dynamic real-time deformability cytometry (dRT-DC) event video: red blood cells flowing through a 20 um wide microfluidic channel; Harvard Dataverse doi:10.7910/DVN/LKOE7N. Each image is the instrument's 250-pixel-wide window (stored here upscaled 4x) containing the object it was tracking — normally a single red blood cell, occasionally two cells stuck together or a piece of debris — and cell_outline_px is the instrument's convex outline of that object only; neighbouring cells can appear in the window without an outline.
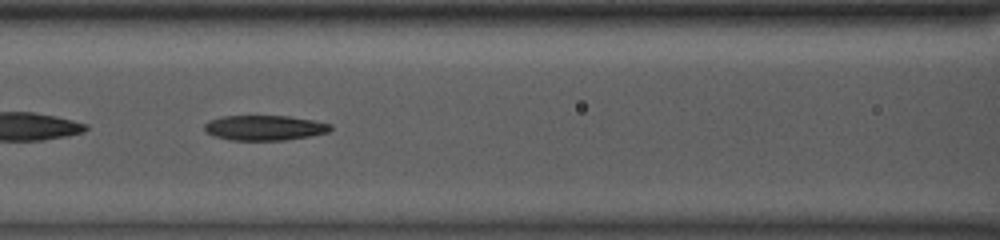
{"species": "common noctule bat (a hibernating species)", "species_latin": "Nyctalus noctula", "temperature_condition": "room temperature", "stored_images_in_passage": 48, "camera_frame_rate_fps": 3000, "um_per_image_px": 0.085, "animal": {"sex": "male", "body_mass_g": 13.0, "forearm_length_mm": 53.1}, "frame": {"image": 1, "passage_image": 20, "time_ms": 6.333, "image_size_px": [1000, 240], "cell_outline_px": [[332, 128], [328, 132], [308, 136], [284, 140], [232, 140], [216, 136], [208, 132], [204, 128], [204, 124], [208, 120], [220, 116], [288, 116], [312, 120], [332, 124]], "centroid_in_image_um": [22.48, 10.85], "position_along_channel_um": 144.1, "area_um2": 18.26}}
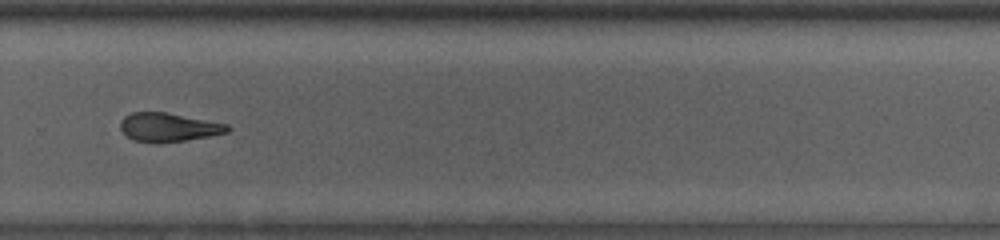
{"frame": {"image": 2, "passage_image": 33, "time_ms": 10.667, "image_size_px": [1000, 240], "cell_outline_px": [[232, 128], [228, 132], [208, 136], [160, 144], [152, 144], [132, 140], [120, 128], [120, 120], [124, 116], [132, 112], [164, 112], [228, 124]], "centroid_in_image_um": [14.29, 10.83], "position_along_channel_um": 315.5, "area_um2": 18.03}}
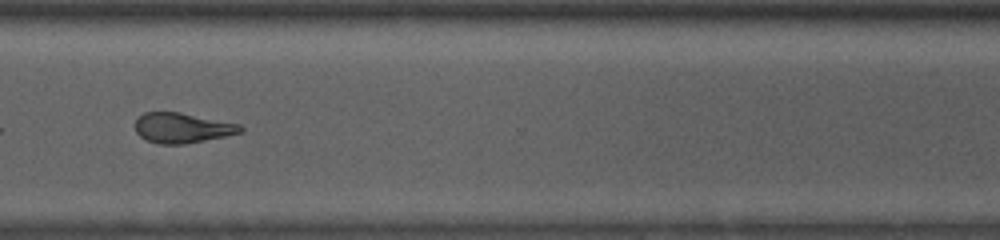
{"frame": {"image": 3, "passage_image": 36, "time_ms": 11.667, "image_size_px": [1000, 240], "cell_outline_px": [[244, 132], [184, 144], [160, 144], [148, 140], [140, 136], [136, 132], [136, 120], [144, 112], [180, 112], [240, 124], [244, 128]], "centroid_in_image_um": [15.51, 10.86], "position_along_channel_um": 355.1, "area_um2": 18.32}, "authors_computed_cell_mechanics": {"area_um2": 19.5075, "velocity_mm_per_s": 3.966, "shape_relaxation_time_tau1_ms": 6.2703, "shape_relaxation_time_tau2_ms": 5.4543, "deformation_change_tau1": 0.1848, "deformation_change_tau2": 0.1283}}